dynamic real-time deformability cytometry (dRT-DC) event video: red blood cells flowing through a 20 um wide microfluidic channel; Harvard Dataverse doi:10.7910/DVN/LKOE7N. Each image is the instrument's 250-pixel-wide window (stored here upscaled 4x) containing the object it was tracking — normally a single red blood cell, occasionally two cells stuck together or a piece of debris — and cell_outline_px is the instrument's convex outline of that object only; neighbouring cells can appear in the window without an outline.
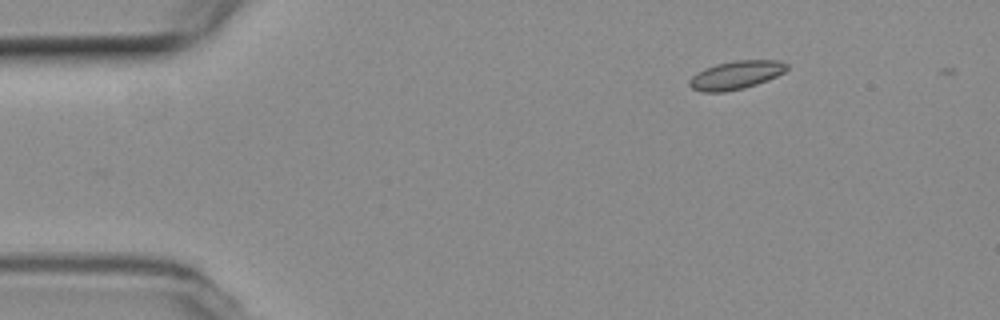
{"species": "common noctule bat (a hibernating species)", "species_latin": "Nyctalus noctula", "temperature_condition": "room temperature", "stored_images_in_passage": 2, "camera_frame_rate_fps": 3000, "um_per_image_px": 0.085, "animal": {"sex": "female", "body_mass_g": 19.3, "forearm_length_mm": 54.1}, "frame": {"image": 1, "passage_image": 1, "time_ms": 0.0, "image_size_px": [1000, 320], "cell_outline_px": [[788, 68], [784, 72], [768, 80], [744, 88], [724, 92], [700, 92], [692, 88], [688, 84], [688, 80], [696, 72], [704, 68], [716, 64], [736, 60], [780, 60], [788, 64]], "centroid_in_image_um": [62.53, 6.38], "position_along_channel_um": 22.5, "area_um2": 16.24}}